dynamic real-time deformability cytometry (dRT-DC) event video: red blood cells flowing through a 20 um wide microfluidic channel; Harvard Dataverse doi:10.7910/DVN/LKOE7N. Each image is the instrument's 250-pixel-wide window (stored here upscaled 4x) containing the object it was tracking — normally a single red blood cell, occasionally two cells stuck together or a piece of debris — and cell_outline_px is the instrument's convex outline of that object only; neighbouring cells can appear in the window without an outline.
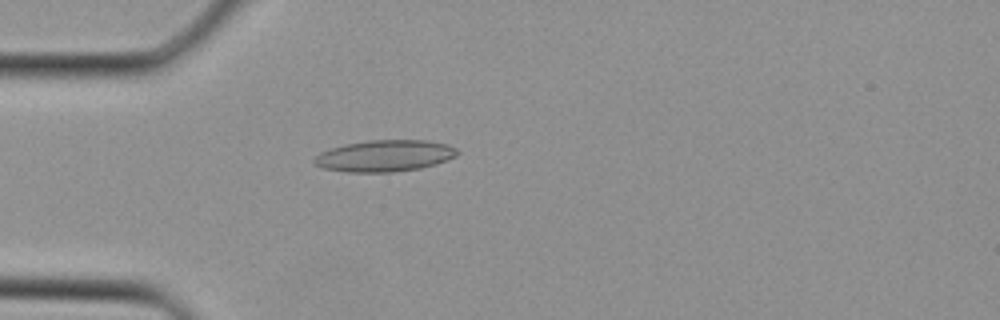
{"species": "Egyptian fruit bat (a non-hibernating species)", "species_latin": "Rousettus aegyptiacus", "temperature_condition": "cold", "stored_images_in_passage": 36, "camera_frame_rate_fps": 3000, "um_per_image_px": 0.085, "animal": {"sex": "female"}, "frame": {"image": 1, "passage_image": 10, "time_ms": 3.0, "image_size_px": [1000, 320], "cell_outline_px": [[460, 152], [456, 156], [448, 160], [436, 164], [420, 168], [392, 172], [348, 172], [320, 168], [312, 160], [320, 152], [332, 148], [348, 144], [368, 140], [424, 140], [448, 144], [456, 148]], "centroid_in_image_um": [32.72, 13.25], "position_along_channel_um": 52.3, "area_um2": 26.3}}
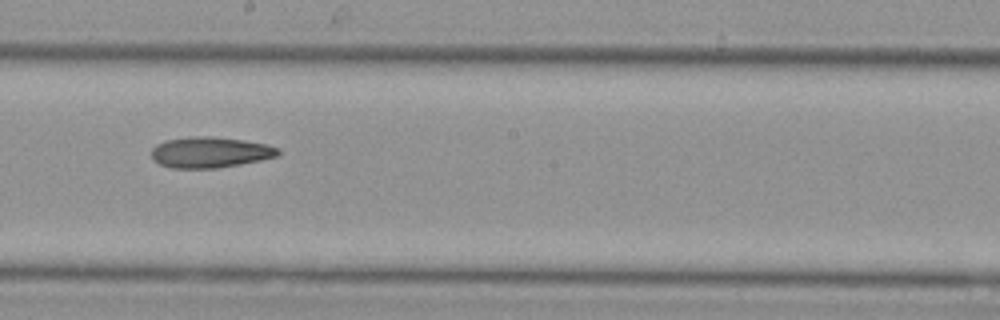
{"frame": {"image": 2, "passage_image": 20, "time_ms": 6.333, "image_size_px": [1000, 320], "cell_outline_px": [[280, 152], [276, 156], [260, 160], [240, 164], [216, 168], [172, 168], [160, 164], [152, 160], [152, 148], [156, 144], [164, 140], [192, 136], [212, 136], [244, 140], [264, 144], [280, 148]], "centroid_in_image_um": [17.82, 12.94], "position_along_channel_um": 230.4, "area_um2": 22.77}}
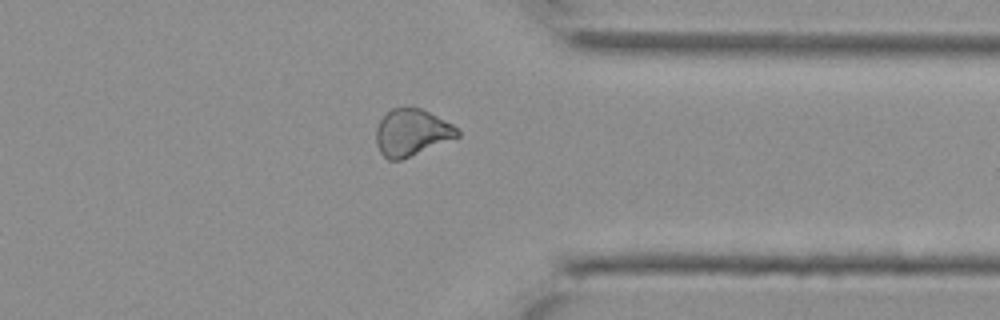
{"frame": {"image": 3, "passage_image": 28, "time_ms": 9.0, "image_size_px": [1000, 320], "cell_outline_px": [[460, 136], [400, 160], [388, 160], [380, 152], [376, 144], [376, 128], [380, 120], [392, 108], [400, 104], [420, 108], [452, 124], [460, 132]], "centroid_in_image_um": [34.96, 11.23], "position_along_channel_um": 376.4, "area_um2": 22.2}}